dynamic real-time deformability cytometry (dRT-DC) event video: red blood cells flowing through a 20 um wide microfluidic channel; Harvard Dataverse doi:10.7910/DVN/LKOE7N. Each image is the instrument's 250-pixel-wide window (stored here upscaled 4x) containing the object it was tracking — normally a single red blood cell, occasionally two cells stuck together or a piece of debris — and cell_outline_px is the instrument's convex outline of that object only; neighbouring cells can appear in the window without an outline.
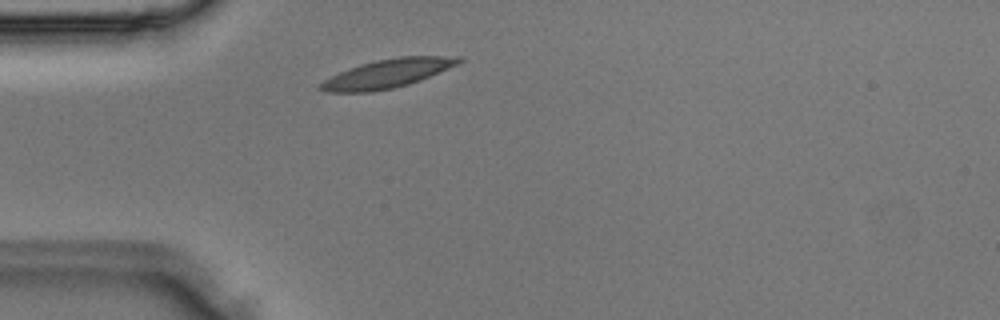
{"species": "Egyptian fruit bat (a non-hibernating species)", "species_latin": "Rousettus aegyptiacus", "temperature_condition": "room temperature", "stored_images_in_passage": 1, "camera_frame_rate_fps": 3000, "um_per_image_px": 0.085, "animal": {"sex": "male"}, "frame": {"image": 1, "passage_image": 1, "time_ms": 0.0, "image_size_px": [1000, 320], "cell_outline_px": [[464, 60], [456, 64], [420, 80], [408, 84], [392, 88], [372, 92], [324, 92], [316, 88], [316, 84], [348, 68], [360, 64], [376, 60], [400, 56], [460, 56]], "centroid_in_image_um": [32.86, 6.25], "position_along_channel_um": 52.1, "area_um2": 23.0}}